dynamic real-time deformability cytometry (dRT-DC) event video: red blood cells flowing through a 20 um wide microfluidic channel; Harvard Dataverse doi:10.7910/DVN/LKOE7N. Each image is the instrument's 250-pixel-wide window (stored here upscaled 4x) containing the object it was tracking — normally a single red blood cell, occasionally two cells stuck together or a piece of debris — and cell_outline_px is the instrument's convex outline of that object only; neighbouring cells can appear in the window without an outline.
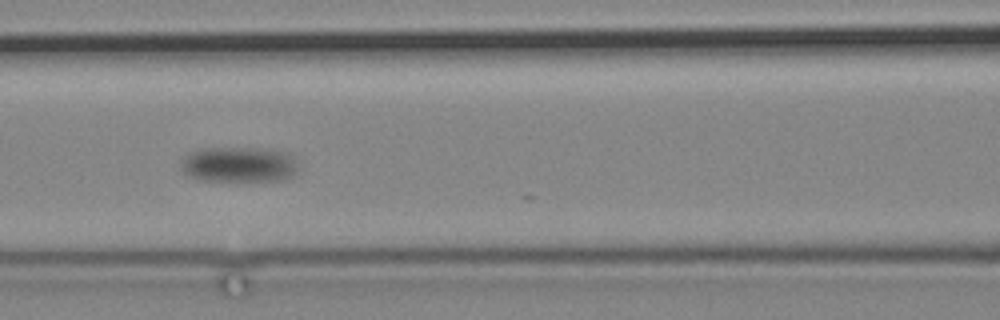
{"species": "common noctule bat (a hibernating species)", "species_latin": "Nyctalus noctula", "temperature_condition": "cold", "stored_images_in_passage": 8, "camera_frame_rate_fps": 3000, "um_per_image_px": 0.085, "animal": {"sex": "male", "body_mass_g": 19.2, "forearm_length_mm": 51.8}, "frame": {"image": 1, "passage_image": 4, "time_ms": 3.667, "image_size_px": [1000, 320], "cell_outline_px": [[300, 168], [292, 176], [284, 180], [236, 184], [200, 180], [184, 176], [180, 168], [188, 152], [204, 148], [272, 148], [288, 152], [292, 156]], "centroid_in_image_um": [20.33, 14.04], "position_along_channel_um": 146.3, "area_um2": 25.78}}
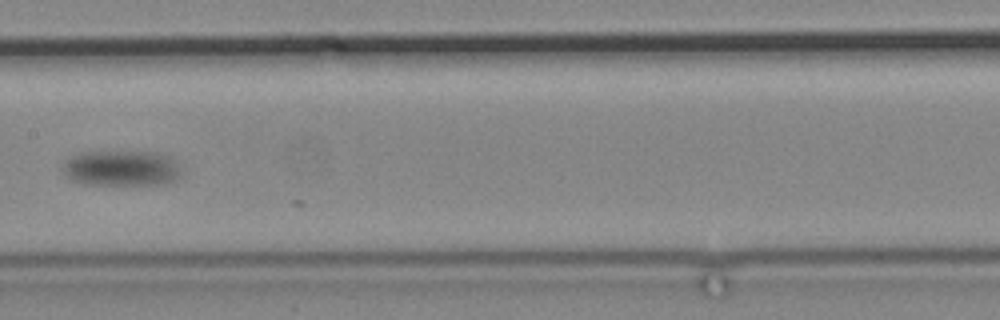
{"frame": {"image": 2, "passage_image": 6, "time_ms": 5.667, "image_size_px": [1000, 320], "cell_outline_px": [[180, 176], [172, 180], [160, 184], [84, 184], [72, 180], [64, 172], [64, 160], [80, 152], [160, 152], [176, 160], [180, 172]], "centroid_in_image_um": [10.32, 14.28], "position_along_channel_um": 197.1, "area_um2": 24.33}}
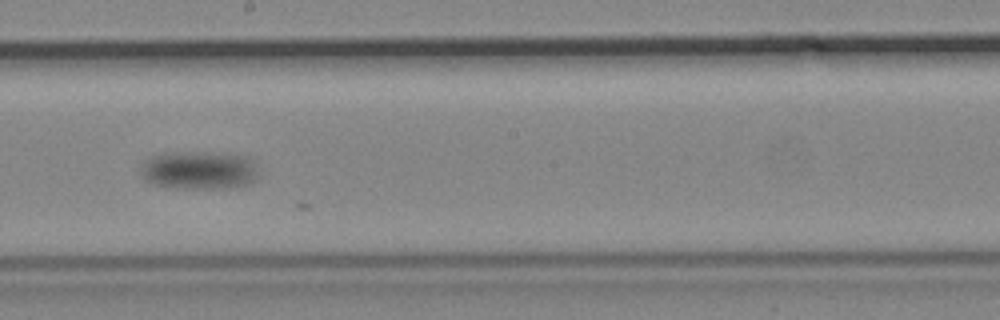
{"frame": {"image": 3, "passage_image": 7, "time_ms": 7.0, "image_size_px": [1000, 320], "cell_outline_px": [[260, 176], [256, 180], [248, 184], [228, 188], [184, 188], [156, 184], [144, 180], [140, 172], [140, 168], [144, 160], [152, 156], [164, 152], [224, 152], [248, 156], [256, 160]], "centroid_in_image_um": [17.0, 14.43], "position_along_channel_um": 231.2, "area_um2": 26.99}}